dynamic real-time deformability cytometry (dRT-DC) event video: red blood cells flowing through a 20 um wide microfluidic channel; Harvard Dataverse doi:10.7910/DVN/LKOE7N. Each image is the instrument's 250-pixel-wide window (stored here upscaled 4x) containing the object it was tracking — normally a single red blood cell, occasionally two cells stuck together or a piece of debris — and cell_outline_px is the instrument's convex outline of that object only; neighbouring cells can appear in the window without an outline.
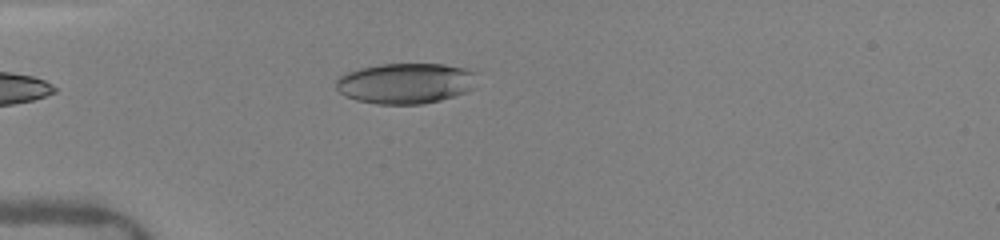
{"species": "human", "species_latin": "Homo sapiens", "temperature_condition": "warm", "stored_images_in_passage": 18, "camera_frame_rate_fps": 3000, "um_per_image_px": 0.085, "donor": {"sex": "female"}, "frame": {"image": 1, "passage_image": 2, "time_ms": 1.0, "image_size_px": [1000, 240], "cell_outline_px": [[480, 72], [472, 88], [464, 92], [440, 100], [424, 104], [376, 104], [356, 100], [344, 96], [336, 88], [336, 80], [340, 76], [348, 72], [360, 68], [380, 64], [444, 64], [468, 68]], "centroid_in_image_um": [34.5, 7.07], "position_along_channel_um": 50.5, "area_um2": 33.64}}
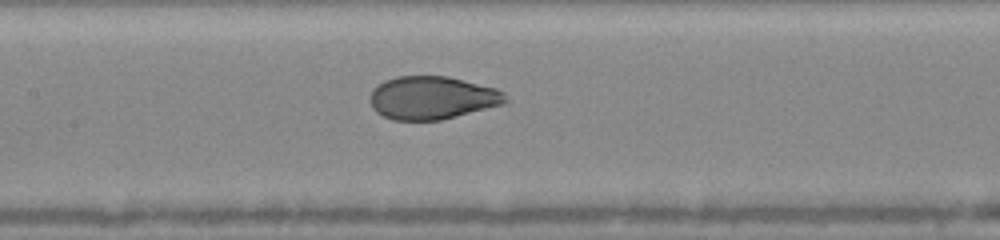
{"frame": {"image": 2, "passage_image": 7, "time_ms": 4.333, "image_size_px": [1000, 240], "cell_outline_px": [[508, 100], [504, 104], [440, 120], [392, 120], [376, 112], [372, 108], [372, 88], [384, 80], [396, 76], [448, 76], [496, 88], [504, 92]], "centroid_in_image_um": [36.74, 8.3], "position_along_channel_um": 170.7, "area_um2": 33.93}}
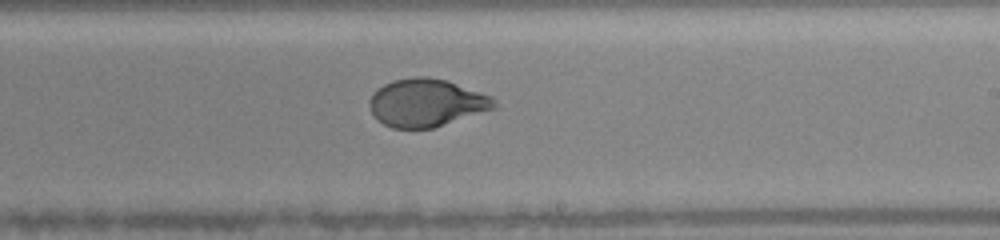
{"frame": {"image": 3, "passage_image": 10, "time_ms": 6.333, "image_size_px": [1000, 240], "cell_outline_px": [[496, 108], [432, 128], [392, 128], [384, 124], [372, 112], [368, 104], [368, 100], [372, 92], [384, 84], [392, 80], [416, 76], [428, 76], [448, 80], [492, 96], [496, 100]], "centroid_in_image_um": [36.25, 8.71], "position_along_channel_um": 252.8, "area_um2": 34.85}, "authors_computed_cell_mechanics": {"area_um2": 35.3158, "velocity_mm_per_s": 4.1168, "shape_relaxation_time_tau1_ms": 4.5151, "shape_relaxation_time_tau2_ms": null, "deformation_change_tau1": 0.1955, "deformation_change_tau2": null}}